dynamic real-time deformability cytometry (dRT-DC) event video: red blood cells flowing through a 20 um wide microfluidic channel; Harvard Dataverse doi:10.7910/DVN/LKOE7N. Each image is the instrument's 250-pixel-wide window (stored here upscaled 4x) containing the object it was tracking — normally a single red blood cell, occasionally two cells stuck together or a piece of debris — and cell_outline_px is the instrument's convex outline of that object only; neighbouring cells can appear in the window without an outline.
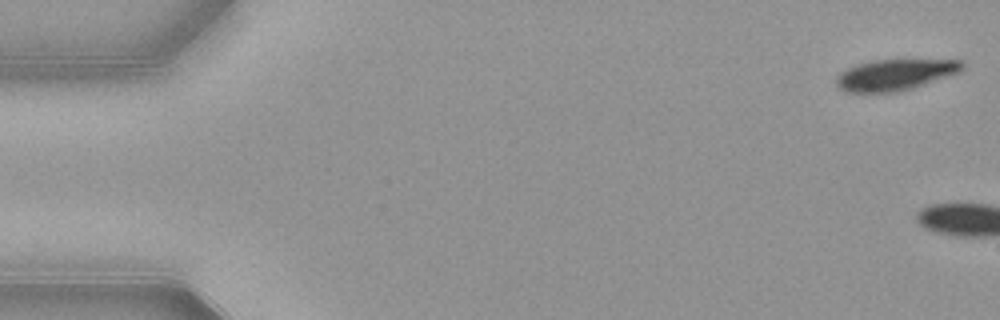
{"species": "common noctule bat (a hibernating species)", "species_latin": "Nyctalus noctula", "temperature_condition": "warm", "stored_images_in_passage": 8, "camera_frame_rate_fps": 3000, "um_per_image_px": 0.085, "animal": {"sex": "female", "body_mass_g": 21.9}, "frame": {"image": 1, "passage_image": 1, "time_ms": 0.0, "image_size_px": [1000, 320], "cell_outline_px": [[964, 68], [960, 72], [912, 88], [896, 92], [844, 92], [836, 84], [836, 76], [840, 72], [856, 64], [876, 60], [964, 60]], "centroid_in_image_um": [76.07, 6.35], "position_along_channel_um": 8.9, "area_um2": 22.72}}